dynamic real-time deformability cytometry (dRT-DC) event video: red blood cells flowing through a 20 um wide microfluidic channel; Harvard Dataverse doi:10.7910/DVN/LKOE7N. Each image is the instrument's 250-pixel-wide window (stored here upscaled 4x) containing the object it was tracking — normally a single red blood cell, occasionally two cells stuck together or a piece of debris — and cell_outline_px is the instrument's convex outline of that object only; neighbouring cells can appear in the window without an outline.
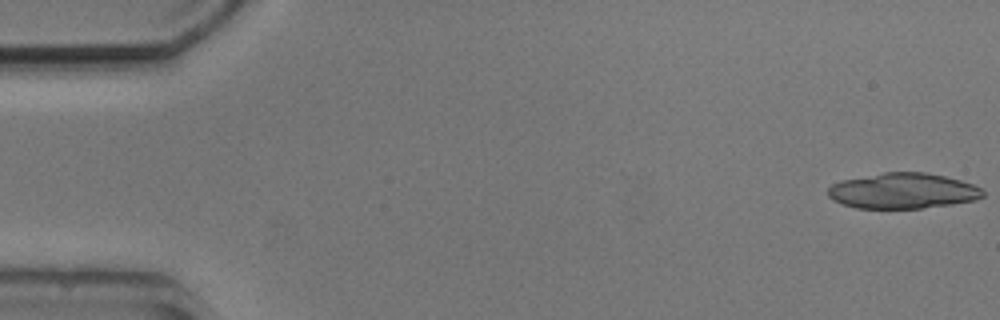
{"species": "common noctule bat (a hibernating species)", "species_latin": "Nyctalus noctula", "temperature_condition": "cold", "stored_images_in_passage": 5, "camera_frame_rate_fps": 3000, "um_per_image_px": 0.085, "animal": {"sex": "male", "body_mass_g": 20.5, "forearm_length_mm": 52.5}, "frame": {"image": 1, "passage_image": 1, "time_ms": 0.0, "image_size_px": [1000, 320], "cell_outline_px": [[984, 196], [976, 200], [952, 204], [920, 208], [856, 208], [832, 200], [828, 196], [828, 188], [832, 184], [840, 180], [884, 172], [924, 172], [944, 176], [960, 180], [972, 184], [980, 188], [984, 192]], "centroid_in_image_um": [76.73, 16.22], "position_along_channel_um": 8.3, "area_um2": 32.08}}